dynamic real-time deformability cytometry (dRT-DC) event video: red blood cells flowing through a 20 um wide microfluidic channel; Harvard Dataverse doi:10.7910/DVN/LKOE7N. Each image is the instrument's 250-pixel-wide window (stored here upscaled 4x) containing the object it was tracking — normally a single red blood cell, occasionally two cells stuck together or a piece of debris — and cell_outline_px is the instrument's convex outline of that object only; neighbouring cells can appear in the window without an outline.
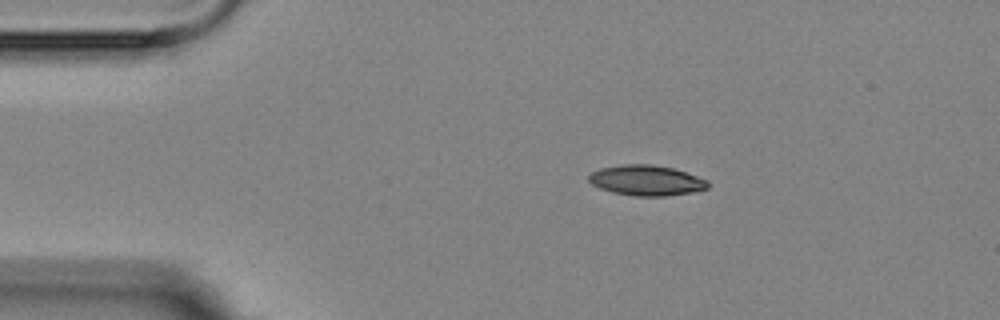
{"species": "Egyptian fruit bat (a non-hibernating species)", "species_latin": "Rousettus aegyptiacus", "temperature_condition": "room temperature", "stored_images_in_passage": 2, "camera_frame_rate_fps": 3000, "um_per_image_px": 0.085, "animal": {"sex": "female"}, "frame": {"image": 1, "passage_image": 1, "time_ms": 0.0, "image_size_px": [1000, 320], "cell_outline_px": [[708, 188], [692, 192], [664, 196], [636, 196], [612, 192], [600, 188], [592, 184], [588, 180], [588, 176], [592, 172], [600, 168], [620, 164], [652, 164], [672, 168], [708, 180]], "centroid_in_image_um": [54.91, 15.33], "position_along_channel_um": 30.1, "area_um2": 20.98}}